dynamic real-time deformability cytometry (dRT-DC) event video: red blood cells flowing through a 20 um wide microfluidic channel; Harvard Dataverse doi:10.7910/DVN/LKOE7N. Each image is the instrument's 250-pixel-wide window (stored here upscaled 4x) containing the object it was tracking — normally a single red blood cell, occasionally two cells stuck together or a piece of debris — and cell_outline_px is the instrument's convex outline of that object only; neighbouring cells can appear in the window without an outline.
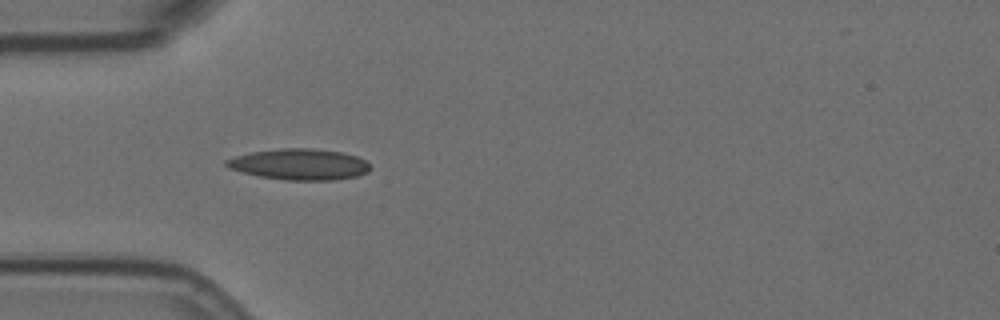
{"species": "Egyptian fruit bat (a non-hibernating species)", "species_latin": "Rousettus aegyptiacus", "temperature_condition": "room temperature", "stored_images_in_passage": 5, "camera_frame_rate_fps": 3000, "um_per_image_px": 0.085, "animal": {"sex": "female"}, "frame": {"image": 1, "passage_image": 4, "time_ms": 3.333, "image_size_px": [1000, 320], "cell_outline_px": [[372, 168], [368, 172], [356, 176], [336, 180], [284, 180], [260, 176], [228, 168], [224, 164], [224, 160], [236, 156], [252, 152], [280, 148], [312, 148], [340, 152], [356, 156], [364, 160]], "centroid_in_image_um": [25.45, 13.97], "position_along_channel_um": 59.5, "area_um2": 25.95}}
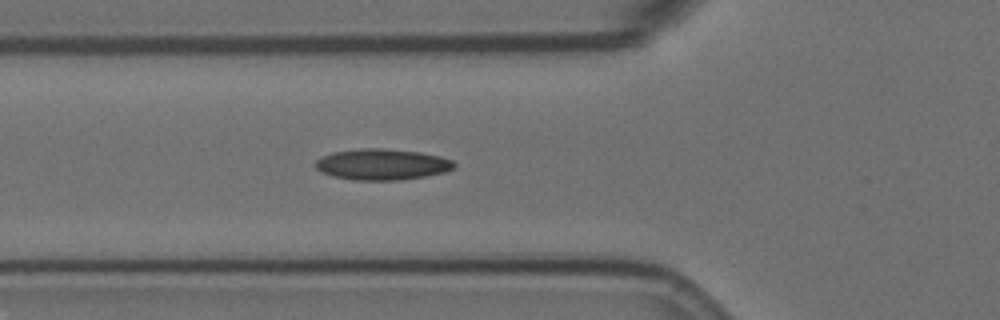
{"frame": {"image": 2, "passage_image": 5, "time_ms": 4.333, "image_size_px": [1000, 320], "cell_outline_px": [[456, 164], [452, 168], [444, 172], [428, 176], [400, 180], [352, 180], [332, 176], [320, 172], [316, 168], [316, 160], [320, 156], [332, 152], [360, 148], [384, 148], [420, 152], [440, 156], [452, 160]], "centroid_in_image_um": [32.45, 13.97], "position_along_channel_um": 93.4, "area_um2": 25.32}}